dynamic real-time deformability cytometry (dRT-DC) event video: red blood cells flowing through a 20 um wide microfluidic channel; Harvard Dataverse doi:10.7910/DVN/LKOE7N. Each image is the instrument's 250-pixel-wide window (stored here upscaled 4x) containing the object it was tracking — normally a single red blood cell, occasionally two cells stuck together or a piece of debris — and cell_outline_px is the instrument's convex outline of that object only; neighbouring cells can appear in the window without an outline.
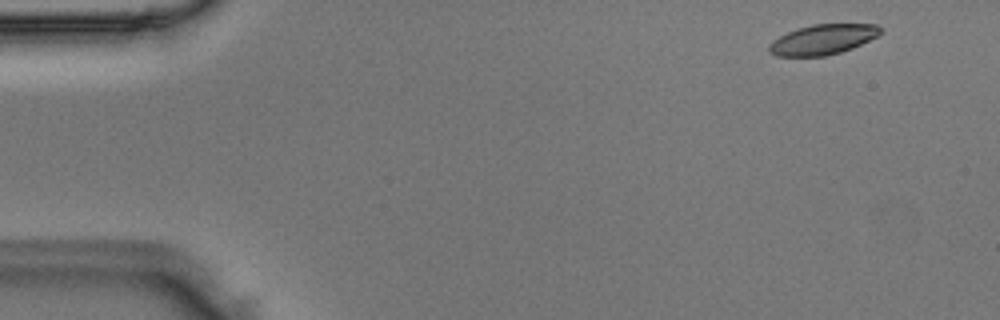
{"species": "Egyptian fruit bat (a non-hibernating species)", "species_latin": "Rousettus aegyptiacus", "temperature_condition": "room temperature", "stored_images_in_passage": 10, "camera_frame_rate_fps": 3000, "um_per_image_px": 0.085, "animal": {"sex": "male"}, "frame": {"image": 1, "passage_image": 1, "time_ms": 0.0, "image_size_px": [1000, 320], "cell_outline_px": [[880, 32], [876, 36], [852, 48], [840, 52], [824, 56], [776, 56], [768, 52], [768, 44], [772, 40], [788, 32], [812, 24], [880, 24]], "centroid_in_image_um": [69.89, 3.36], "position_along_channel_um": 15.1, "area_um2": 19.36}}